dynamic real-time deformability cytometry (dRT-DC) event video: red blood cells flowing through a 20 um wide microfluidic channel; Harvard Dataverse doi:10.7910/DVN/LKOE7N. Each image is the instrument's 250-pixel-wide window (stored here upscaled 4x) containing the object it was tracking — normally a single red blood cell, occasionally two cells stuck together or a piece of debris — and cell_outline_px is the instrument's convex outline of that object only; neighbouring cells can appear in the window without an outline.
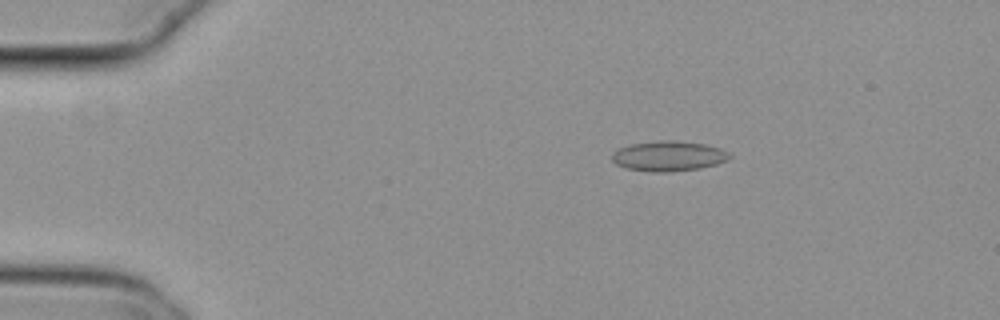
{"species": "common noctule bat (a hibernating species)", "species_latin": "Nyctalus noctula", "temperature_condition": "cold", "stored_images_in_passage": 55, "camera_frame_rate_fps": 3000, "um_per_image_px": 0.085, "animal": {"sex": "female", "body_mass_g": 29.2, "forearm_length_mm": 56.3}, "frame": {"image": 1, "passage_image": 10, "time_ms": 3.0, "image_size_px": [1000, 320], "cell_outline_px": [[732, 156], [728, 160], [716, 164], [700, 168], [668, 172], [652, 172], [624, 168], [616, 164], [612, 160], [612, 152], [628, 144], [660, 140], [676, 140], [704, 144], [720, 148], [728, 152]], "centroid_in_image_um": [56.81, 13.26], "position_along_channel_um": 28.2, "area_um2": 20.81}}
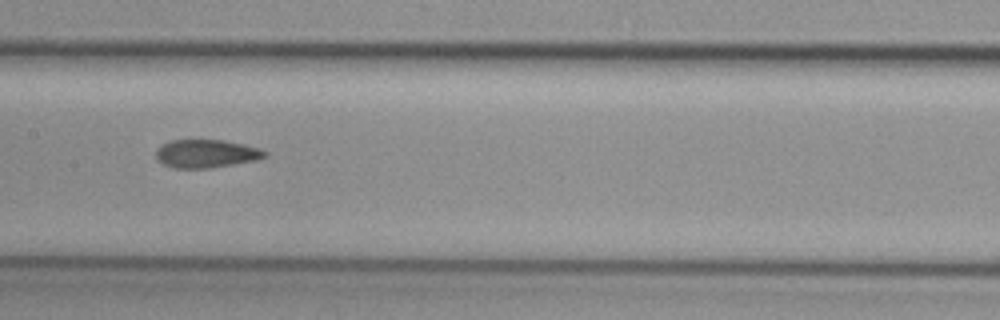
{"frame": {"image": 2, "passage_image": 28, "time_ms": 9.0, "image_size_px": [1000, 320], "cell_outline_px": [[268, 156], [256, 160], [212, 168], [172, 168], [164, 164], [156, 156], [156, 152], [164, 144], [172, 140], [224, 140], [244, 144], [268, 152]], "centroid_in_image_um": [17.57, 13.07], "position_along_channel_um": 189.8, "area_um2": 17.69}}
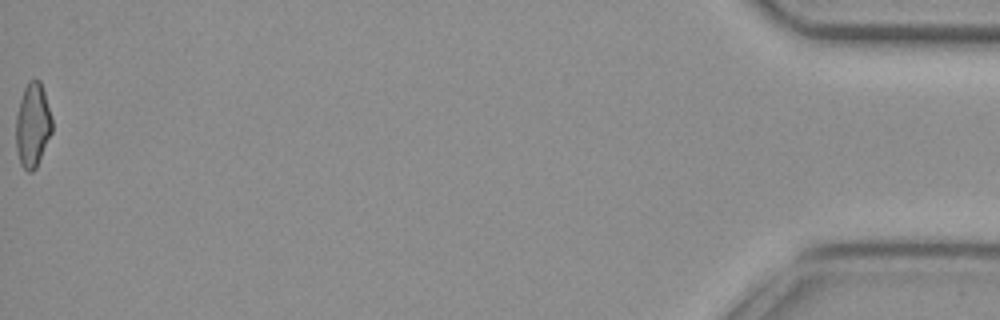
{"frame": {"image": 3, "passage_image": 55, "time_ms": 18.0, "image_size_px": [1000, 320], "cell_outline_px": [[52, 132], [36, 168], [32, 172], [28, 172], [20, 164], [16, 148], [16, 116], [20, 100], [24, 88], [28, 80], [40, 80], [44, 92], [52, 120]], "centroid_in_image_um": [2.77, 10.65], "position_along_channel_um": 432.4, "area_um2": 17.63}, "authors_computed_cell_mechanics": {"area_um2": 18.6116, "velocity_mm_per_s": 3.8178, "shape_relaxation_time_tau1_ms": null, "shape_relaxation_time_tau2_ms": 2.1197, "deformation_change_tau1": null, "deformation_change_tau2": 0.0723}}